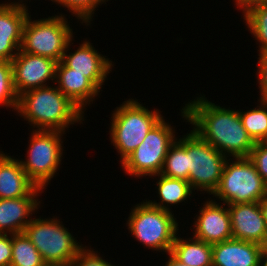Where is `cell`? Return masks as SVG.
Returning a JSON list of instances; mask_svg holds the SVG:
<instances>
[{
    "instance_id": "obj_1",
    "label": "cell",
    "mask_w": 267,
    "mask_h": 266,
    "mask_svg": "<svg viewBox=\"0 0 267 266\" xmlns=\"http://www.w3.org/2000/svg\"><path fill=\"white\" fill-rule=\"evenodd\" d=\"M181 111L182 118L194 126L192 130L223 155L249 157L255 142L243 127L239 110L222 108L201 95Z\"/></svg>"
},
{
    "instance_id": "obj_2",
    "label": "cell",
    "mask_w": 267,
    "mask_h": 266,
    "mask_svg": "<svg viewBox=\"0 0 267 266\" xmlns=\"http://www.w3.org/2000/svg\"><path fill=\"white\" fill-rule=\"evenodd\" d=\"M17 113L35 130L65 132L74 123H82L85 114L56 86H43L18 96Z\"/></svg>"
},
{
    "instance_id": "obj_3",
    "label": "cell",
    "mask_w": 267,
    "mask_h": 266,
    "mask_svg": "<svg viewBox=\"0 0 267 266\" xmlns=\"http://www.w3.org/2000/svg\"><path fill=\"white\" fill-rule=\"evenodd\" d=\"M160 112L158 109L150 111L134 99L116 107L109 133L121 163L143 142L151 128L164 118Z\"/></svg>"
},
{
    "instance_id": "obj_4",
    "label": "cell",
    "mask_w": 267,
    "mask_h": 266,
    "mask_svg": "<svg viewBox=\"0 0 267 266\" xmlns=\"http://www.w3.org/2000/svg\"><path fill=\"white\" fill-rule=\"evenodd\" d=\"M128 230L145 247L170 253L178 234V222L172 211L151 206L147 200L137 204L128 217Z\"/></svg>"
},
{
    "instance_id": "obj_5",
    "label": "cell",
    "mask_w": 267,
    "mask_h": 266,
    "mask_svg": "<svg viewBox=\"0 0 267 266\" xmlns=\"http://www.w3.org/2000/svg\"><path fill=\"white\" fill-rule=\"evenodd\" d=\"M65 19L60 14L32 21L29 15L23 27L20 50L60 62L68 43L74 37L68 20Z\"/></svg>"
},
{
    "instance_id": "obj_6",
    "label": "cell",
    "mask_w": 267,
    "mask_h": 266,
    "mask_svg": "<svg viewBox=\"0 0 267 266\" xmlns=\"http://www.w3.org/2000/svg\"><path fill=\"white\" fill-rule=\"evenodd\" d=\"M267 185L248 157L226 160L219 186L212 195L227 204L259 202Z\"/></svg>"
},
{
    "instance_id": "obj_7",
    "label": "cell",
    "mask_w": 267,
    "mask_h": 266,
    "mask_svg": "<svg viewBox=\"0 0 267 266\" xmlns=\"http://www.w3.org/2000/svg\"><path fill=\"white\" fill-rule=\"evenodd\" d=\"M59 220L32 218L23 231L45 263L72 262L83 248Z\"/></svg>"
},
{
    "instance_id": "obj_8",
    "label": "cell",
    "mask_w": 267,
    "mask_h": 266,
    "mask_svg": "<svg viewBox=\"0 0 267 266\" xmlns=\"http://www.w3.org/2000/svg\"><path fill=\"white\" fill-rule=\"evenodd\" d=\"M60 131L34 130L27 150L28 158L20 160L28 178L39 188L46 189L61 164L63 155Z\"/></svg>"
},
{
    "instance_id": "obj_9",
    "label": "cell",
    "mask_w": 267,
    "mask_h": 266,
    "mask_svg": "<svg viewBox=\"0 0 267 266\" xmlns=\"http://www.w3.org/2000/svg\"><path fill=\"white\" fill-rule=\"evenodd\" d=\"M174 133L175 129L162 118L121 163L125 173L135 178L160 174L169 147L178 139Z\"/></svg>"
},
{
    "instance_id": "obj_10",
    "label": "cell",
    "mask_w": 267,
    "mask_h": 266,
    "mask_svg": "<svg viewBox=\"0 0 267 266\" xmlns=\"http://www.w3.org/2000/svg\"><path fill=\"white\" fill-rule=\"evenodd\" d=\"M187 134L189 184L193 190L205 191L211 195L219 186L228 158L193 130Z\"/></svg>"
},
{
    "instance_id": "obj_11",
    "label": "cell",
    "mask_w": 267,
    "mask_h": 266,
    "mask_svg": "<svg viewBox=\"0 0 267 266\" xmlns=\"http://www.w3.org/2000/svg\"><path fill=\"white\" fill-rule=\"evenodd\" d=\"M13 84L17 95L46 86V81H55L57 61L19 50L11 61Z\"/></svg>"
},
{
    "instance_id": "obj_12",
    "label": "cell",
    "mask_w": 267,
    "mask_h": 266,
    "mask_svg": "<svg viewBox=\"0 0 267 266\" xmlns=\"http://www.w3.org/2000/svg\"><path fill=\"white\" fill-rule=\"evenodd\" d=\"M232 238L264 245L267 229L258 202L227 204Z\"/></svg>"
},
{
    "instance_id": "obj_13",
    "label": "cell",
    "mask_w": 267,
    "mask_h": 266,
    "mask_svg": "<svg viewBox=\"0 0 267 266\" xmlns=\"http://www.w3.org/2000/svg\"><path fill=\"white\" fill-rule=\"evenodd\" d=\"M71 42L72 40L68 43L61 61L72 68V72L84 74L100 90L113 67V62L98 53L89 41H84L75 52L67 54Z\"/></svg>"
},
{
    "instance_id": "obj_14",
    "label": "cell",
    "mask_w": 267,
    "mask_h": 266,
    "mask_svg": "<svg viewBox=\"0 0 267 266\" xmlns=\"http://www.w3.org/2000/svg\"><path fill=\"white\" fill-rule=\"evenodd\" d=\"M208 200L199 210L194 223L193 236L209 244H215L232 239L231 221L228 208Z\"/></svg>"
},
{
    "instance_id": "obj_15",
    "label": "cell",
    "mask_w": 267,
    "mask_h": 266,
    "mask_svg": "<svg viewBox=\"0 0 267 266\" xmlns=\"http://www.w3.org/2000/svg\"><path fill=\"white\" fill-rule=\"evenodd\" d=\"M42 191L41 188L36 187L28 196L0 199V234L13 235L24 231L32 220L30 216L40 206L41 202L38 201L37 196Z\"/></svg>"
},
{
    "instance_id": "obj_16",
    "label": "cell",
    "mask_w": 267,
    "mask_h": 266,
    "mask_svg": "<svg viewBox=\"0 0 267 266\" xmlns=\"http://www.w3.org/2000/svg\"><path fill=\"white\" fill-rule=\"evenodd\" d=\"M28 16V10L16 8L8 2L0 4V61L11 62L19 52Z\"/></svg>"
},
{
    "instance_id": "obj_17",
    "label": "cell",
    "mask_w": 267,
    "mask_h": 266,
    "mask_svg": "<svg viewBox=\"0 0 267 266\" xmlns=\"http://www.w3.org/2000/svg\"><path fill=\"white\" fill-rule=\"evenodd\" d=\"M262 245L229 239L212 244V266H260Z\"/></svg>"
},
{
    "instance_id": "obj_18",
    "label": "cell",
    "mask_w": 267,
    "mask_h": 266,
    "mask_svg": "<svg viewBox=\"0 0 267 266\" xmlns=\"http://www.w3.org/2000/svg\"><path fill=\"white\" fill-rule=\"evenodd\" d=\"M56 86L66 97L76 104L83 112L84 107L90 102L93 103L100 90L84 75L79 72H72L62 61L57 63Z\"/></svg>"
},
{
    "instance_id": "obj_19",
    "label": "cell",
    "mask_w": 267,
    "mask_h": 266,
    "mask_svg": "<svg viewBox=\"0 0 267 266\" xmlns=\"http://www.w3.org/2000/svg\"><path fill=\"white\" fill-rule=\"evenodd\" d=\"M36 187L22 168L20 160L0 151V199L28 196Z\"/></svg>"
},
{
    "instance_id": "obj_20",
    "label": "cell",
    "mask_w": 267,
    "mask_h": 266,
    "mask_svg": "<svg viewBox=\"0 0 267 266\" xmlns=\"http://www.w3.org/2000/svg\"><path fill=\"white\" fill-rule=\"evenodd\" d=\"M179 262L188 266H212V244L198 238H178L170 252Z\"/></svg>"
},
{
    "instance_id": "obj_21",
    "label": "cell",
    "mask_w": 267,
    "mask_h": 266,
    "mask_svg": "<svg viewBox=\"0 0 267 266\" xmlns=\"http://www.w3.org/2000/svg\"><path fill=\"white\" fill-rule=\"evenodd\" d=\"M153 176H158V178L160 177L156 183L160 202H152L151 200L147 201L153 207L171 211V205H175L183 201L185 202V200L193 193L191 185L186 180L170 178L161 174Z\"/></svg>"
},
{
    "instance_id": "obj_22",
    "label": "cell",
    "mask_w": 267,
    "mask_h": 266,
    "mask_svg": "<svg viewBox=\"0 0 267 266\" xmlns=\"http://www.w3.org/2000/svg\"><path fill=\"white\" fill-rule=\"evenodd\" d=\"M161 175L189 182V167L187 162V134L175 140L169 147L160 172Z\"/></svg>"
},
{
    "instance_id": "obj_23",
    "label": "cell",
    "mask_w": 267,
    "mask_h": 266,
    "mask_svg": "<svg viewBox=\"0 0 267 266\" xmlns=\"http://www.w3.org/2000/svg\"><path fill=\"white\" fill-rule=\"evenodd\" d=\"M44 260L24 232L12 235V259L10 266H42Z\"/></svg>"
},
{
    "instance_id": "obj_24",
    "label": "cell",
    "mask_w": 267,
    "mask_h": 266,
    "mask_svg": "<svg viewBox=\"0 0 267 266\" xmlns=\"http://www.w3.org/2000/svg\"><path fill=\"white\" fill-rule=\"evenodd\" d=\"M258 101V108L239 111L243 127L255 143L261 142L267 135V101Z\"/></svg>"
},
{
    "instance_id": "obj_25",
    "label": "cell",
    "mask_w": 267,
    "mask_h": 266,
    "mask_svg": "<svg viewBox=\"0 0 267 266\" xmlns=\"http://www.w3.org/2000/svg\"><path fill=\"white\" fill-rule=\"evenodd\" d=\"M251 34L260 43L259 53L267 50V5L256 6L243 14Z\"/></svg>"
},
{
    "instance_id": "obj_26",
    "label": "cell",
    "mask_w": 267,
    "mask_h": 266,
    "mask_svg": "<svg viewBox=\"0 0 267 266\" xmlns=\"http://www.w3.org/2000/svg\"><path fill=\"white\" fill-rule=\"evenodd\" d=\"M17 110L18 95L13 84V70L10 61H0V106Z\"/></svg>"
},
{
    "instance_id": "obj_27",
    "label": "cell",
    "mask_w": 267,
    "mask_h": 266,
    "mask_svg": "<svg viewBox=\"0 0 267 266\" xmlns=\"http://www.w3.org/2000/svg\"><path fill=\"white\" fill-rule=\"evenodd\" d=\"M108 0H52V2L60 4L62 7L69 10L72 15L74 14L75 17L78 19H81V23H85L90 25V21L93 18V14L95 11V8L98 7V5L105 3Z\"/></svg>"
},
{
    "instance_id": "obj_28",
    "label": "cell",
    "mask_w": 267,
    "mask_h": 266,
    "mask_svg": "<svg viewBox=\"0 0 267 266\" xmlns=\"http://www.w3.org/2000/svg\"><path fill=\"white\" fill-rule=\"evenodd\" d=\"M248 158L267 185V147L261 142L255 143Z\"/></svg>"
},
{
    "instance_id": "obj_29",
    "label": "cell",
    "mask_w": 267,
    "mask_h": 266,
    "mask_svg": "<svg viewBox=\"0 0 267 266\" xmlns=\"http://www.w3.org/2000/svg\"><path fill=\"white\" fill-rule=\"evenodd\" d=\"M84 246L72 261L74 266H115L99 256L93 249H85Z\"/></svg>"
},
{
    "instance_id": "obj_30",
    "label": "cell",
    "mask_w": 267,
    "mask_h": 266,
    "mask_svg": "<svg viewBox=\"0 0 267 266\" xmlns=\"http://www.w3.org/2000/svg\"><path fill=\"white\" fill-rule=\"evenodd\" d=\"M257 79L260 88V100L267 101V50L259 53Z\"/></svg>"
},
{
    "instance_id": "obj_31",
    "label": "cell",
    "mask_w": 267,
    "mask_h": 266,
    "mask_svg": "<svg viewBox=\"0 0 267 266\" xmlns=\"http://www.w3.org/2000/svg\"><path fill=\"white\" fill-rule=\"evenodd\" d=\"M11 259H12V235L0 234V266H10Z\"/></svg>"
},
{
    "instance_id": "obj_32",
    "label": "cell",
    "mask_w": 267,
    "mask_h": 266,
    "mask_svg": "<svg viewBox=\"0 0 267 266\" xmlns=\"http://www.w3.org/2000/svg\"><path fill=\"white\" fill-rule=\"evenodd\" d=\"M234 1L237 8L241 9L244 14L256 6L267 5V0H234Z\"/></svg>"
},
{
    "instance_id": "obj_33",
    "label": "cell",
    "mask_w": 267,
    "mask_h": 266,
    "mask_svg": "<svg viewBox=\"0 0 267 266\" xmlns=\"http://www.w3.org/2000/svg\"><path fill=\"white\" fill-rule=\"evenodd\" d=\"M258 203L267 229V193L262 197V199Z\"/></svg>"
},
{
    "instance_id": "obj_34",
    "label": "cell",
    "mask_w": 267,
    "mask_h": 266,
    "mask_svg": "<svg viewBox=\"0 0 267 266\" xmlns=\"http://www.w3.org/2000/svg\"><path fill=\"white\" fill-rule=\"evenodd\" d=\"M169 259L166 261L165 266H188L179 262L171 253H168Z\"/></svg>"
},
{
    "instance_id": "obj_35",
    "label": "cell",
    "mask_w": 267,
    "mask_h": 266,
    "mask_svg": "<svg viewBox=\"0 0 267 266\" xmlns=\"http://www.w3.org/2000/svg\"><path fill=\"white\" fill-rule=\"evenodd\" d=\"M260 266H267V242L262 245Z\"/></svg>"
},
{
    "instance_id": "obj_36",
    "label": "cell",
    "mask_w": 267,
    "mask_h": 266,
    "mask_svg": "<svg viewBox=\"0 0 267 266\" xmlns=\"http://www.w3.org/2000/svg\"><path fill=\"white\" fill-rule=\"evenodd\" d=\"M18 1H20V2H16V1H15V2L8 3V4H10V5H12V6L16 7V8H20V9L28 10L27 7H26V4L22 2L23 0H18ZM51 1H52V0H51ZM21 2H22V3H21ZM24 4H25V5H24Z\"/></svg>"
},
{
    "instance_id": "obj_37",
    "label": "cell",
    "mask_w": 267,
    "mask_h": 266,
    "mask_svg": "<svg viewBox=\"0 0 267 266\" xmlns=\"http://www.w3.org/2000/svg\"><path fill=\"white\" fill-rule=\"evenodd\" d=\"M42 266H74L72 262L66 263H44Z\"/></svg>"
},
{
    "instance_id": "obj_38",
    "label": "cell",
    "mask_w": 267,
    "mask_h": 266,
    "mask_svg": "<svg viewBox=\"0 0 267 266\" xmlns=\"http://www.w3.org/2000/svg\"><path fill=\"white\" fill-rule=\"evenodd\" d=\"M261 143L267 147V135L265 136V138L261 141Z\"/></svg>"
}]
</instances>
